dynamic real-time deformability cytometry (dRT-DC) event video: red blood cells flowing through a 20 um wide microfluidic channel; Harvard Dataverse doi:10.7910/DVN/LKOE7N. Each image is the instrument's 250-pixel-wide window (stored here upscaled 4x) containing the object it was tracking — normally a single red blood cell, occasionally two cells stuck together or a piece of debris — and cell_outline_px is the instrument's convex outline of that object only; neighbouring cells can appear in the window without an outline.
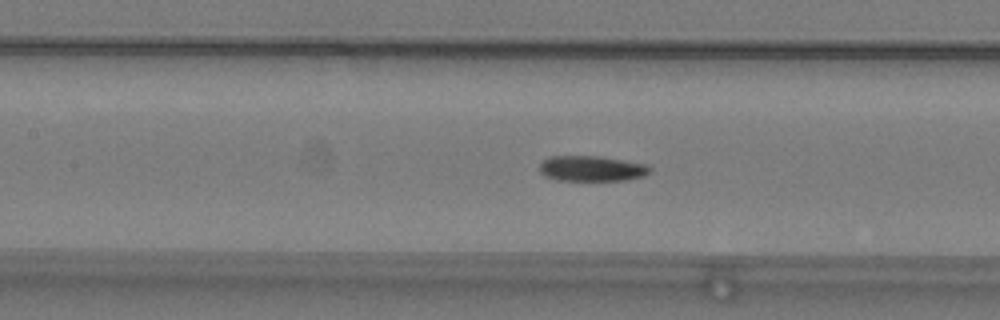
{"species": "common noctule bat (a hibernating species)", "species_latin": "Nyctalus noctula", "temperature_condition": "warm", "stored_images_in_passage": 54, "camera_frame_rate_fps": 3000, "um_per_image_px": 0.085, "animal": {"sex": "male", "body_mass_g": 19.2, "forearm_length_mm": 51.8}, "frame": {"image": 1, "passage_image": 24, "time_ms": 7.667, "image_size_px": [1000, 320], "cell_outline_px": [[652, 172], [644, 176], [628, 180], [556, 180], [544, 176], [540, 172], [540, 164], [544, 160], [552, 156], [600, 156], [644, 164], [652, 168]], "centroid_in_image_um": [50.31, 14.33], "position_along_channel_um": 157.1, "area_um2": 16.36}}
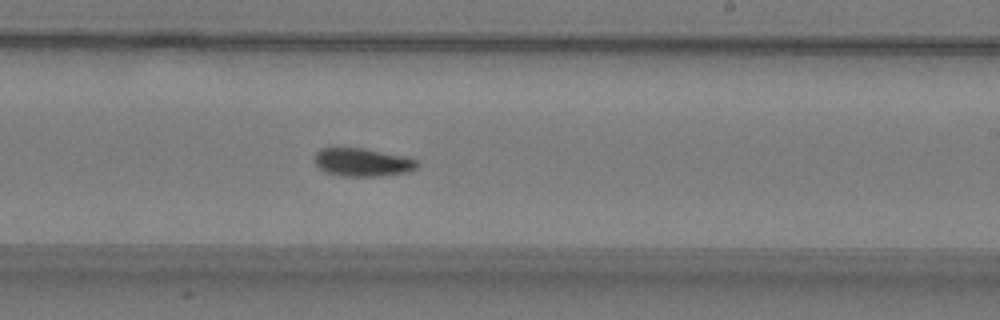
{"frame": {"image": 2, "passage_image": 32, "time_ms": 10.333, "image_size_px": [1000, 320], "cell_outline_px": [[420, 164], [416, 168], [408, 172], [380, 176], [340, 176], [324, 172], [312, 160], [316, 152], [320, 148], [364, 148], [412, 156]], "centroid_in_image_um": [30.84, 13.78], "position_along_channel_um": 258.2, "area_um2": 17.34}}
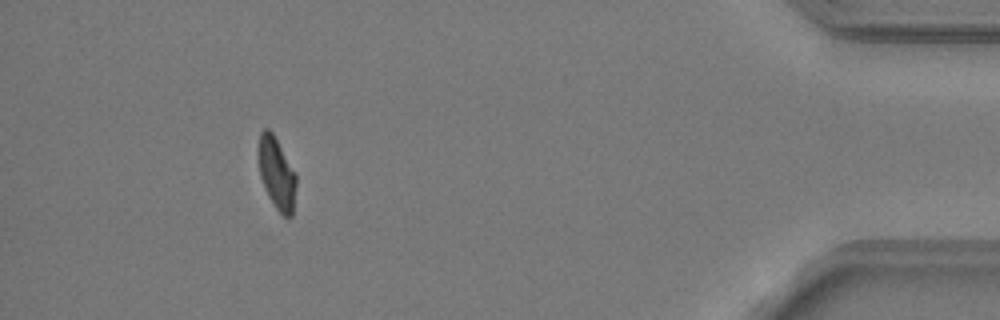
{"frame": {"image": 3, "passage_image": 49, "time_ms": 16.0, "image_size_px": [1000, 320], "cell_outline_px": [[296, 184], [292, 216], [288, 220], [276, 208], [268, 196], [260, 176], [260, 132], [264, 128], [268, 128], [272, 132], [296, 172]], "centroid_in_image_um": [23.55, 14.77], "position_along_channel_um": 411.6, "area_um2": 15.49}, "authors_computed_cell_mechanics": {"area_um2": 16.473, "velocity_mm_per_s": 3.8061, "shape_relaxation_time_tau1_ms": 7.0874, "shape_relaxation_time_tau2_ms": 10.7262, "deformation_change_tau1": 0.1724, "deformation_change_tau2": 0.1422}}